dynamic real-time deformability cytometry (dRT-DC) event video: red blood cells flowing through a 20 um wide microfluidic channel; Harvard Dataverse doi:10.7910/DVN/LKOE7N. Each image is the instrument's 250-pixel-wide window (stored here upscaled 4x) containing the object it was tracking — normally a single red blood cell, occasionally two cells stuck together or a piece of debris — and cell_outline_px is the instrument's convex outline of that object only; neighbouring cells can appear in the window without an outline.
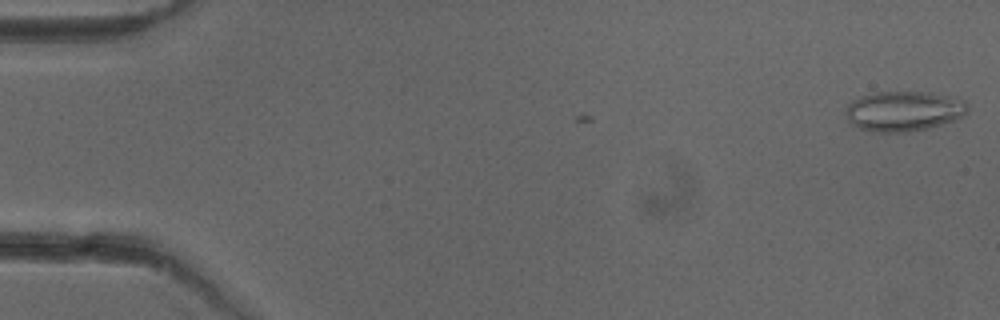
{"species": "common noctule bat (a hibernating species)", "species_latin": "Nyctalus noctula", "temperature_condition": "cold", "stored_images_in_passage": 3, "camera_frame_rate_fps": 3000, "um_per_image_px": 0.085, "animal": {"sex": "female"}, "frame": {"image": 1, "passage_image": 3, "time_ms": 0.667, "image_size_px": [1000, 320], "cell_outline_px": [[968, 112], [956, 120], [928, 128], [904, 132], [872, 132], [860, 128], [852, 124], [848, 120], [848, 104], [852, 100], [860, 96], [876, 92], [928, 92], [948, 96], [964, 100], [968, 108]], "centroid_in_image_um": [76.84, 9.44], "position_along_channel_um": 8.2, "area_um2": 28.32}}